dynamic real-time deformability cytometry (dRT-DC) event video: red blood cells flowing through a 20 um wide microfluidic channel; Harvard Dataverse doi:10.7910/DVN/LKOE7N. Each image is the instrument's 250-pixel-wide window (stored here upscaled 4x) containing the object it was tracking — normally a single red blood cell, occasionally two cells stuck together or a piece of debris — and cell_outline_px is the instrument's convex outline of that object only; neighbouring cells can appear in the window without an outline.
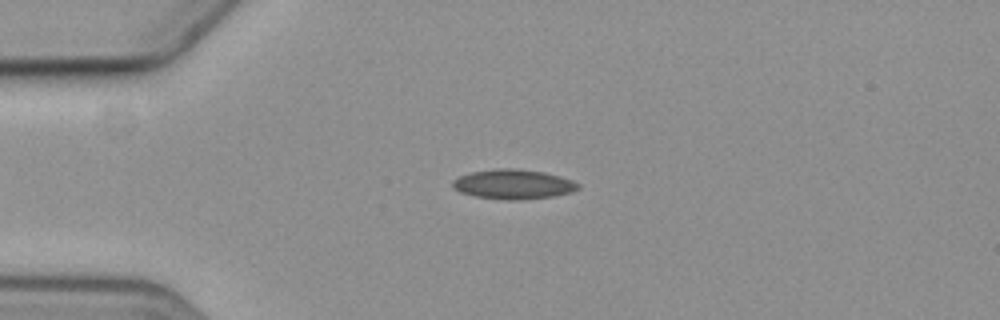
{"species": "common noctule bat (a hibernating species)", "species_latin": "Nyctalus noctula", "temperature_condition": "cold", "stored_images_in_passage": 42, "camera_frame_rate_fps": 3000, "um_per_image_px": 0.085, "animal": {"sex": "female", "body_mass_g": 19.3, "forearm_length_mm": 54.1}, "frame": {"image": 1, "passage_image": 4, "time_ms": 1.0, "image_size_px": [1000, 320], "cell_outline_px": [[580, 188], [572, 192], [552, 196], [512, 200], [504, 200], [476, 196], [460, 192], [452, 188], [452, 180], [460, 176], [472, 172], [492, 168], [516, 168], [544, 172], [560, 176], [572, 180], [580, 184]], "centroid_in_image_um": [43.62, 15.65], "position_along_channel_um": 41.4, "area_um2": 21.73}}
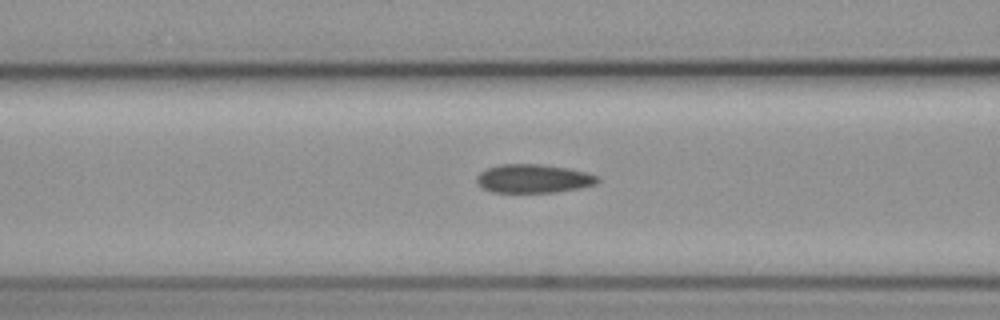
{"frame": {"image": 2, "passage_image": 13, "time_ms": 4.0, "image_size_px": [1000, 320], "cell_outline_px": [[600, 180], [596, 184], [556, 192], [492, 192], [484, 188], [476, 180], [476, 176], [480, 172], [488, 168], [500, 164], [540, 164], [568, 168], [584, 172], [596, 176]], "centroid_in_image_um": [45.32, 15.17], "position_along_channel_um": 121.3, "area_um2": 19.88}}
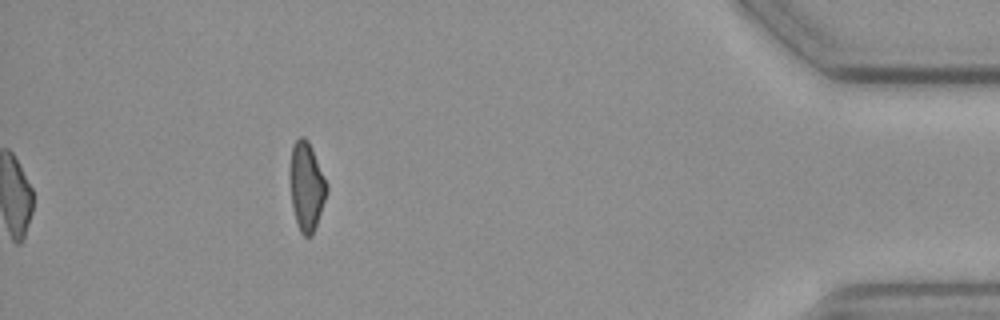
{"frame": {"image": 3, "passage_image": 42, "time_ms": 13.667, "image_size_px": [1000, 320], "cell_outline_px": [[328, 192], [312, 236], [304, 236], [300, 232], [296, 224], [292, 204], [292, 144], [300, 136], [304, 136], [308, 140], [312, 148], [328, 184]], "centroid_in_image_um": [26.1, 15.86], "position_along_channel_um": 409.1, "area_um2": 18.55}, "authors_computed_cell_mechanics": {"area_um2": 20.1433, "velocity_mm_per_s": 3.5809, "shape_relaxation_time_tau1_ms": 7.6782, "shape_relaxation_time_tau2_ms": 4.61, "deformation_change_tau1": 0.1353, "deformation_change_tau2": 0.1152}}